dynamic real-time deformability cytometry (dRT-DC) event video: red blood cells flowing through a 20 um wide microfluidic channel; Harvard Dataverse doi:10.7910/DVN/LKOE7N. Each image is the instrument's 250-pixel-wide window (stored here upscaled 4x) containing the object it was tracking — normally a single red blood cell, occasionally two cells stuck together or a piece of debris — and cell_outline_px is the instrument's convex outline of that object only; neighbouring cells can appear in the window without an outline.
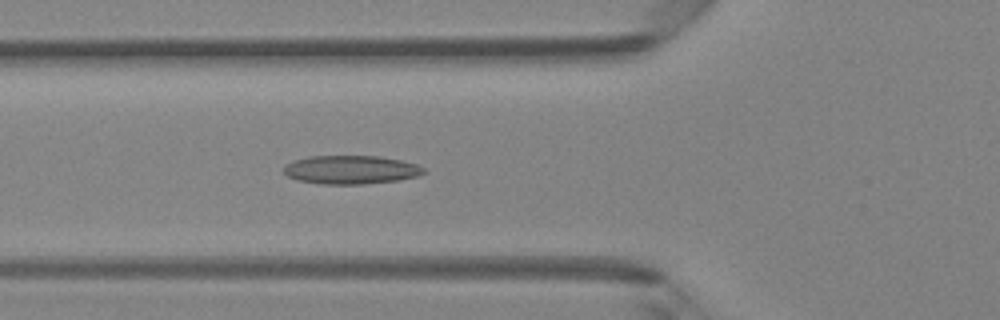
{"species": "Egyptian fruit bat (a non-hibernating species)", "species_latin": "Rousettus aegyptiacus", "temperature_condition": "room temperature", "stored_images_in_passage": 47, "camera_frame_rate_fps": 3000, "um_per_image_px": 0.085, "animal": {"sex": "female"}, "frame": {"image": 1, "passage_image": 17, "time_ms": 5.333, "image_size_px": [1000, 320], "cell_outline_px": [[428, 172], [416, 176], [400, 180], [364, 184], [320, 184], [296, 180], [288, 176], [284, 172], [284, 164], [292, 160], [308, 156], [376, 156], [400, 160], [416, 164], [424, 168]], "centroid_in_image_um": [29.8, 14.43], "position_along_channel_um": 96.0, "area_um2": 23.47}}
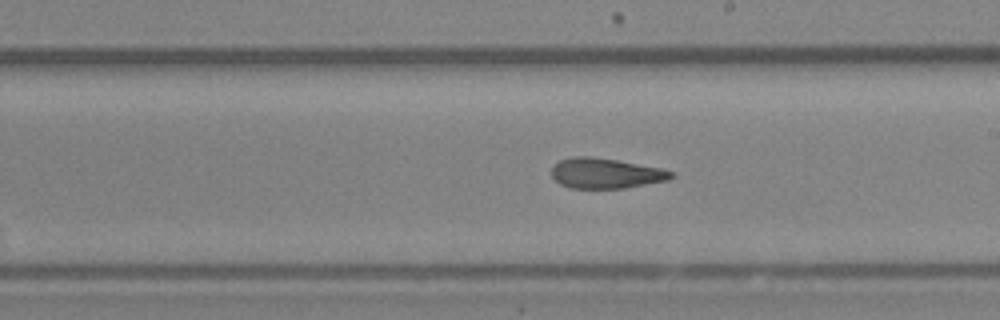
{"frame": {"image": 2, "passage_image": 27, "time_ms": 8.667, "image_size_px": [1000, 320], "cell_outline_px": [[676, 176], [668, 180], [624, 188], [568, 188], [560, 184], [552, 176], [552, 164], [560, 160], [572, 156], [592, 156], [616, 160], [660, 168], [676, 172]], "centroid_in_image_um": [51.48, 14.72], "position_along_channel_um": 237.5, "area_um2": 21.21}}
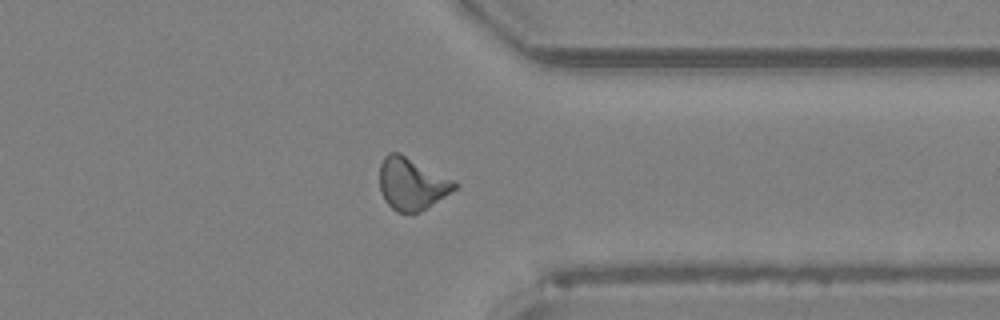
{"frame": {"image": 3, "passage_image": 37, "time_ms": 12.0, "image_size_px": [1000, 320], "cell_outline_px": [[460, 184], [456, 188], [420, 212], [412, 216], [396, 212], [384, 200], [380, 192], [380, 164], [384, 156], [388, 152], [400, 152], [456, 180]], "centroid_in_image_um": [35.0, 15.63], "position_along_channel_um": 376.4, "area_um2": 23.35}, "authors_computed_cell_mechanics": {"area_um2": 22.1374, "velocity_mm_per_s": 4.2518, "shape_relaxation_time_tau1_ms": 8.1572, "shape_relaxation_time_tau2_ms": 2.2248, "deformation_change_tau1": 0.2011, "deformation_change_tau2": 0.1053}}